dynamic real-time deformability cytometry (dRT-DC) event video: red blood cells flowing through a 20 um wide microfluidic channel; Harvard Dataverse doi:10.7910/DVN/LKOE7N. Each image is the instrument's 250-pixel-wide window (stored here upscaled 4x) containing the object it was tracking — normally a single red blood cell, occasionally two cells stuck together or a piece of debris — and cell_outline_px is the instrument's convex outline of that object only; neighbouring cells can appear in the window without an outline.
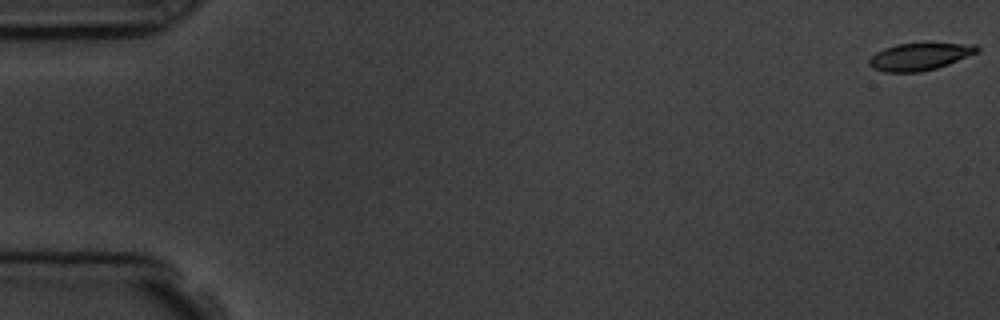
{"species": "common noctule bat (a hibernating species)", "species_latin": "Nyctalus noctula", "temperature_condition": "room temperature", "stored_images_in_passage": 5, "camera_frame_rate_fps": 3000, "um_per_image_px": 0.085, "animal": {"sex": "male", "body_mass_g": 19.5, "forearm_length_mm": 54.6}, "frame": {"image": 1, "passage_image": 1, "time_ms": 0.0, "image_size_px": [1000, 320], "cell_outline_px": [[980, 52], [948, 64], [936, 68], [920, 72], [884, 72], [872, 68], [868, 64], [868, 60], [876, 52], [884, 48], [896, 44], [976, 44], [980, 48]], "centroid_in_image_um": [78.16, 4.82], "position_along_channel_um": 6.8, "area_um2": 17.05}}
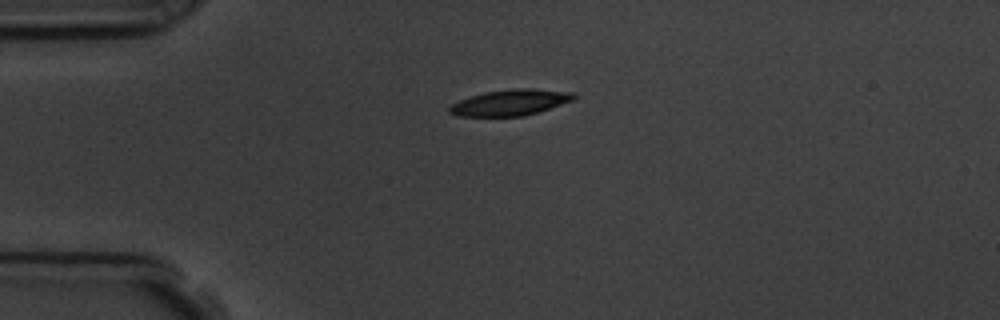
{"frame": {"image": 2, "passage_image": 5, "time_ms": 4.333, "image_size_px": [1000, 320], "cell_outline_px": [[576, 96], [572, 100], [524, 116], [460, 116], [448, 112], [448, 108], [452, 104], [460, 100], [484, 92], [516, 88], [532, 88], [572, 92]], "centroid_in_image_um": [43.35, 8.71], "position_along_channel_um": 41.7, "area_um2": 18.5}}